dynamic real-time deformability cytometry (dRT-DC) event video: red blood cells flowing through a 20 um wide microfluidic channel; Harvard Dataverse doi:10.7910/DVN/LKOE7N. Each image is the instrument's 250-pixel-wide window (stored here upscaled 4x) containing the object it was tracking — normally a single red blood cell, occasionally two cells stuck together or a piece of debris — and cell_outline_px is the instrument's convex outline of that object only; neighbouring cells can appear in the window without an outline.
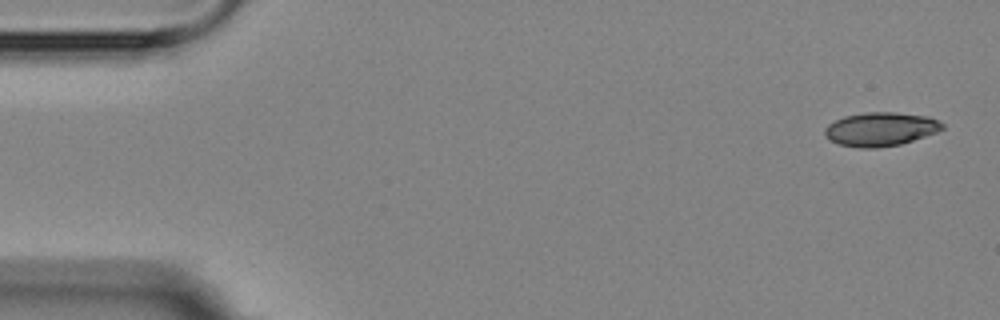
{"species": "Egyptian fruit bat (a non-hibernating species)", "species_latin": "Rousettus aegyptiacus", "temperature_condition": "room temperature", "stored_images_in_passage": 10, "camera_frame_rate_fps": 3000, "um_per_image_px": 0.085, "animal": {"sex": "female"}, "frame": {"image": 1, "passage_image": 1, "time_ms": 0.0, "image_size_px": [1000, 320], "cell_outline_px": [[944, 128], [936, 132], [900, 144], [876, 148], [860, 148], [840, 144], [828, 140], [824, 136], [824, 128], [828, 124], [844, 116], [864, 112], [896, 112], [928, 116], [944, 124]], "centroid_in_image_um": [74.81, 10.97], "position_along_channel_um": 10.2, "area_um2": 23.12}}
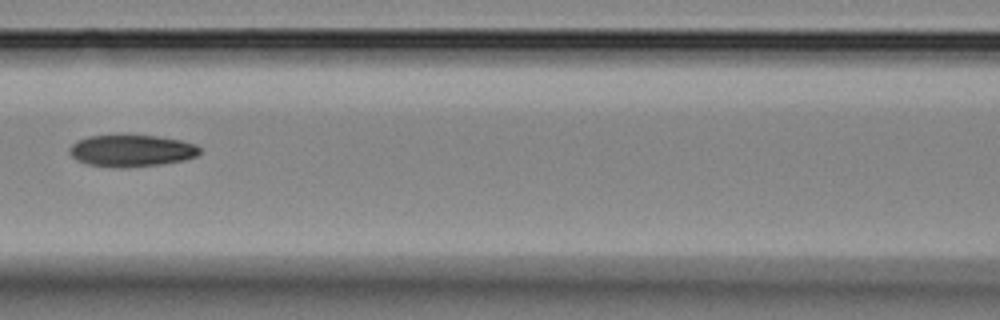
{"frame": {"image": 2, "passage_image": 7, "time_ms": 7.333, "image_size_px": [1000, 320], "cell_outline_px": [[200, 152], [196, 156], [184, 160], [164, 164], [124, 168], [120, 168], [88, 164], [76, 160], [68, 152], [68, 148], [76, 140], [88, 136], [160, 136], [180, 140], [196, 144], [200, 148]], "centroid_in_image_um": [11.17, 12.82], "position_along_channel_um": 155.4, "area_um2": 24.22}}
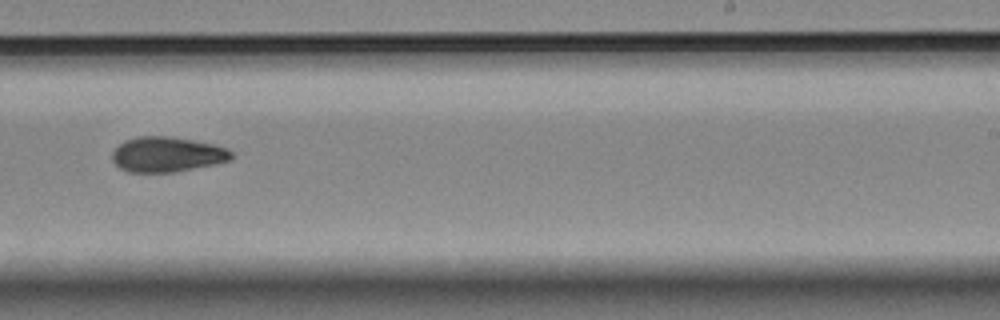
{"frame": {"image": 3, "passage_image": 10, "time_ms": 10.667, "image_size_px": [1000, 320], "cell_outline_px": [[232, 160], [216, 164], [172, 172], [128, 172], [120, 168], [112, 160], [112, 152], [124, 140], [136, 136], [168, 136], [216, 144], [228, 148], [232, 152]], "centroid_in_image_um": [14.22, 13.12], "position_along_channel_um": 274.8, "area_um2": 24.51}}